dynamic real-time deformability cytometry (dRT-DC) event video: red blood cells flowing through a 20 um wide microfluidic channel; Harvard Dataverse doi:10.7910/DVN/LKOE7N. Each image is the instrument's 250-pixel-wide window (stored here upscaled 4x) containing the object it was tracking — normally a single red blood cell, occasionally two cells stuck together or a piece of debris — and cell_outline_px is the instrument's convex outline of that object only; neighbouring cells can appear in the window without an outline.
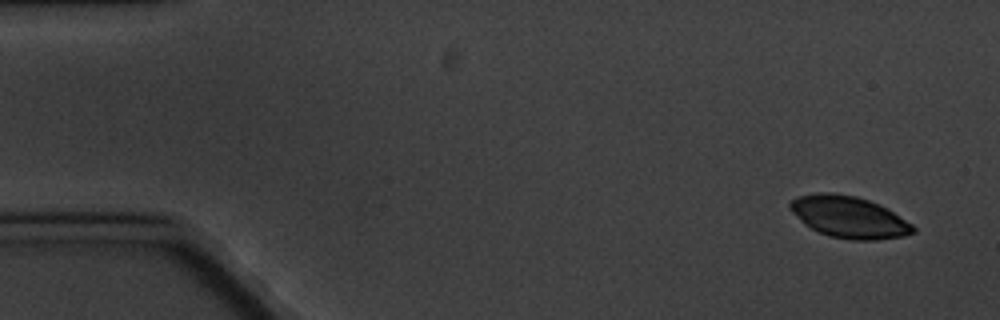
{"species": "common noctule bat (a hibernating species)", "species_latin": "Nyctalus noctula", "temperature_condition": "cold", "stored_images_in_passage": 4, "camera_frame_rate_fps": 3000, "um_per_image_px": 0.085, "animal": {"sex": "male", "body_mass_g": 20.1, "forearm_length_mm": 53.5}, "frame": {"image": 1, "passage_image": 1, "time_ms": 0.0, "image_size_px": [1000, 320], "cell_outline_px": [[916, 232], [904, 236], [876, 240], [852, 240], [832, 236], [820, 232], [804, 224], [788, 208], [788, 204], [792, 200], [800, 196], [816, 192], [832, 192], [856, 196], [880, 204], [912, 224], [916, 228]], "centroid_in_image_um": [72.17, 18.44], "position_along_channel_um": 12.8, "area_um2": 29.82}}